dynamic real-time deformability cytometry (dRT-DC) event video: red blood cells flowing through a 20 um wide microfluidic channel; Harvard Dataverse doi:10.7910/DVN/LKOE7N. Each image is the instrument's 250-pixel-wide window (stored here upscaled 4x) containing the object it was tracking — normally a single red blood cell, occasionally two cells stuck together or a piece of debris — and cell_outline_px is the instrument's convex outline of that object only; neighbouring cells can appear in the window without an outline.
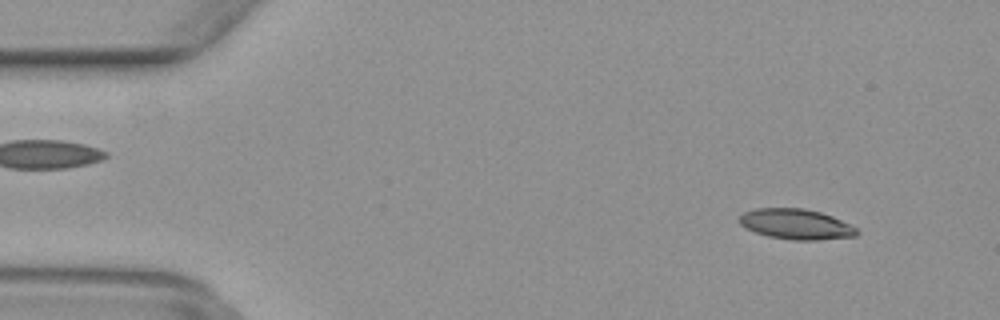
{"species": "common noctule bat (a hibernating species)", "species_latin": "Nyctalus noctula", "temperature_condition": "warm", "stored_images_in_passage": 51, "camera_frame_rate_fps": 3000, "um_per_image_px": 0.085, "animal": {"sex": "female", "body_mass_g": 29.2, "forearm_length_mm": 56.3}, "frame": {"image": 1, "passage_image": 5, "time_ms": 1.333, "image_size_px": [1000, 320], "cell_outline_px": [[860, 232], [856, 236], [816, 240], [792, 240], [768, 236], [744, 228], [740, 224], [740, 216], [744, 212], [756, 208], [804, 208], [820, 212], [832, 216], [856, 228]], "centroid_in_image_um": [67.65, 19.05], "position_along_channel_um": 17.3, "area_um2": 20.69}}
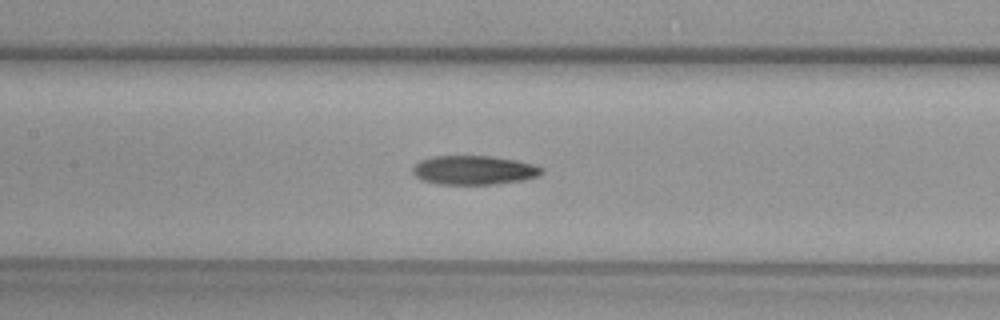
{"frame": {"image": 2, "passage_image": 23, "time_ms": 7.333, "image_size_px": [1000, 320], "cell_outline_px": [[544, 172], [540, 176], [524, 180], [496, 184], [436, 184], [420, 180], [412, 172], [412, 168], [420, 160], [432, 156], [492, 156], [516, 160], [536, 164], [544, 168]], "centroid_in_image_um": [40.32, 14.46], "position_along_channel_um": 167.1, "area_um2": 22.2}}
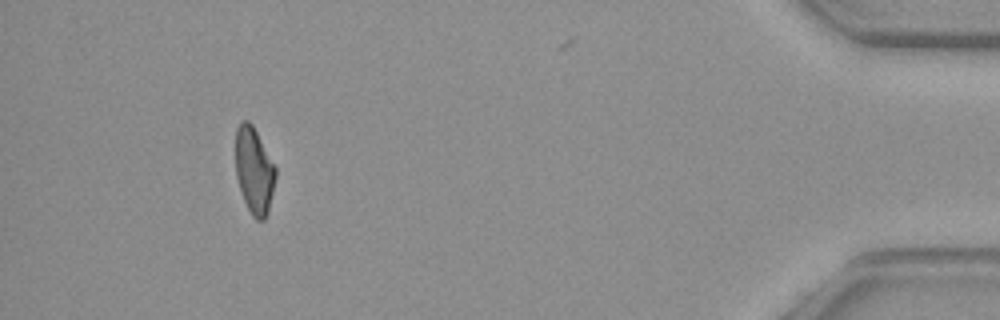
{"frame": {"image": 3, "passage_image": 46, "time_ms": 15.0, "image_size_px": [1000, 320], "cell_outline_px": [[276, 176], [268, 212], [264, 220], [256, 220], [252, 216], [240, 192], [236, 176], [236, 128], [240, 120], [248, 120], [252, 124], [276, 168]], "centroid_in_image_um": [21.59, 14.5], "position_along_channel_um": 413.6, "area_um2": 20.11}}